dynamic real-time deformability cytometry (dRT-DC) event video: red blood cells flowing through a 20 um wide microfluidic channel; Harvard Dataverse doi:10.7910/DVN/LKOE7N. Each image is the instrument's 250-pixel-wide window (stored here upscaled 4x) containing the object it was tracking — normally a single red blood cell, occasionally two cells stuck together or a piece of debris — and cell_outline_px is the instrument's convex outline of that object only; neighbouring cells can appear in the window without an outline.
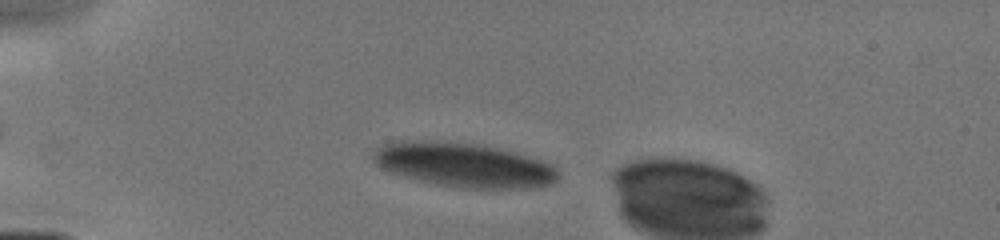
{"species": "human", "species_latin": "Homo sapiens", "temperature_condition": "cold", "stored_images_in_passage": 9, "camera_frame_rate_fps": 3000, "um_per_image_px": 0.085, "donor": {"sex": "male"}, "frame": {"image": 1, "passage_image": 1, "time_ms": 0.0, "image_size_px": [1000, 240], "cell_outline_px": [[556, 180], [552, 184], [532, 188], [464, 188], [436, 184], [388, 172], [380, 168], [372, 160], [372, 152], [376, 148], [392, 140], [436, 140], [484, 144], [516, 152], [544, 160], [552, 164], [556, 168]], "centroid_in_image_um": [39.39, 13.99], "position_along_channel_um": 45.6, "area_um2": 48.49}}
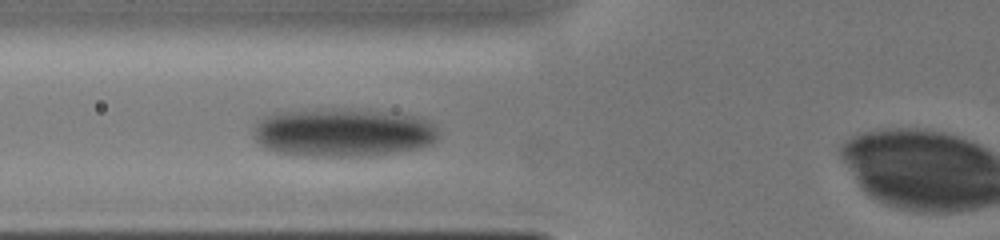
{"frame": {"image": 2, "passage_image": 8, "time_ms": 2.0, "image_size_px": [1000, 240], "cell_outline_px": [[436, 136], [428, 144], [420, 148], [388, 152], [348, 156], [304, 156], [276, 152], [264, 148], [252, 136], [256, 120], [264, 116], [276, 112], [376, 112], [412, 116], [424, 120], [432, 124], [436, 128]], "centroid_in_image_um": [29.01, 11.32], "position_along_channel_um": 96.8, "area_um2": 49.88}}